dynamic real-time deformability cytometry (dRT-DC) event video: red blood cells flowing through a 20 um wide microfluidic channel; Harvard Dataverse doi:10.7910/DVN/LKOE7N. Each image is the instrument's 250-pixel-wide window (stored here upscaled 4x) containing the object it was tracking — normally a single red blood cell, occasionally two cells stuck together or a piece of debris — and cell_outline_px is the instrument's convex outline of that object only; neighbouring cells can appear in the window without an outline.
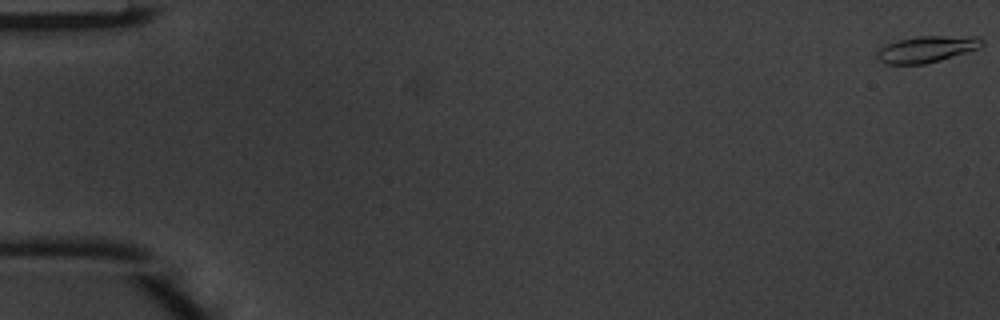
{"species": "common noctule bat (a hibernating species)", "species_latin": "Nyctalus noctula", "temperature_condition": "warm", "stored_images_in_passage": 50, "camera_frame_rate_fps": 3000, "um_per_image_px": 0.085, "animal": {"sex": "male", "body_mass_g": 20.1, "forearm_length_mm": 53.5}, "frame": {"image": 1, "passage_image": 1, "time_ms": 0.0, "image_size_px": [1000, 320], "cell_outline_px": [[984, 44], [980, 48], [940, 60], [924, 64], [884, 64], [876, 56], [876, 52], [880, 48], [888, 44], [900, 40], [916, 36], [980, 36], [984, 40]], "centroid_in_image_um": [78.81, 4.17], "position_along_channel_um": 6.2, "area_um2": 16.18}}
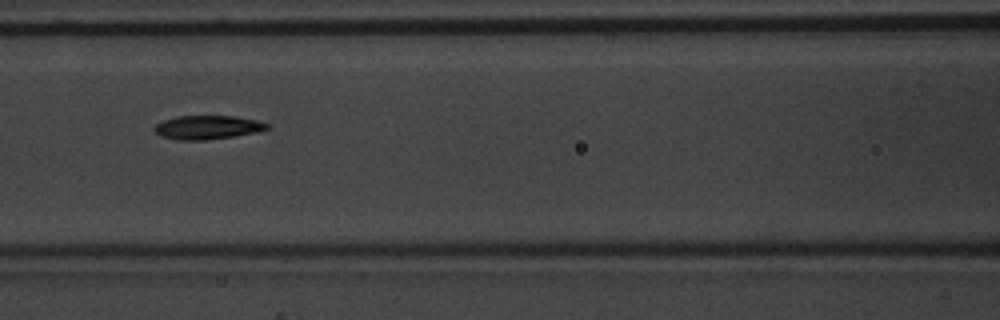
{"frame": {"image": 2, "passage_image": 23, "time_ms": 7.333, "image_size_px": [1000, 320], "cell_outline_px": [[268, 128], [256, 132], [236, 136], [204, 140], [180, 140], [160, 136], [152, 128], [156, 124], [164, 120], [176, 116], [232, 116], [256, 120], [268, 124]], "centroid_in_image_um": [17.59, 10.83], "position_along_channel_um": 149.0, "area_um2": 15.49}}
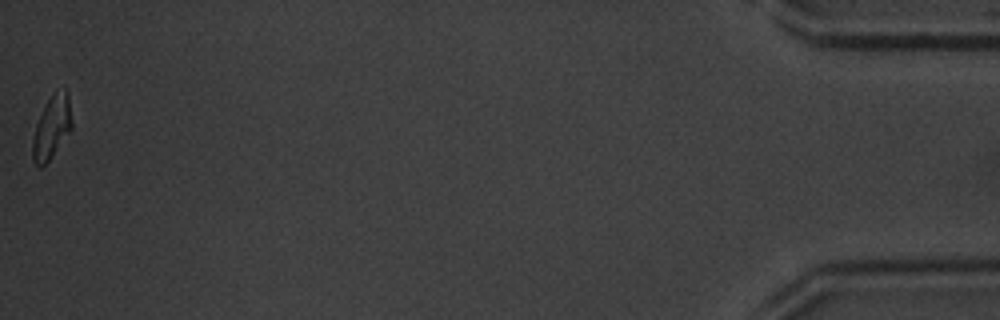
{"frame": {"image": 3, "passage_image": 50, "time_ms": 16.333, "image_size_px": [1000, 320], "cell_outline_px": [[72, 128], [48, 160], [40, 168], [32, 160], [32, 140], [36, 124], [52, 92], [56, 88], [64, 88], [68, 92], [72, 120]], "centroid_in_image_um": [4.4, 10.76], "position_along_channel_um": 430.8, "area_um2": 14.28}, "authors_computed_cell_mechanics": {"area_um2": 15.4904, "velocity_mm_per_s": 4.1597, "shape_relaxation_time_tau1_ms": 2.8385, "shape_relaxation_time_tau2_ms": 2.7281, "deformation_change_tau1": 0.158, "deformation_change_tau2": 0.1007}}